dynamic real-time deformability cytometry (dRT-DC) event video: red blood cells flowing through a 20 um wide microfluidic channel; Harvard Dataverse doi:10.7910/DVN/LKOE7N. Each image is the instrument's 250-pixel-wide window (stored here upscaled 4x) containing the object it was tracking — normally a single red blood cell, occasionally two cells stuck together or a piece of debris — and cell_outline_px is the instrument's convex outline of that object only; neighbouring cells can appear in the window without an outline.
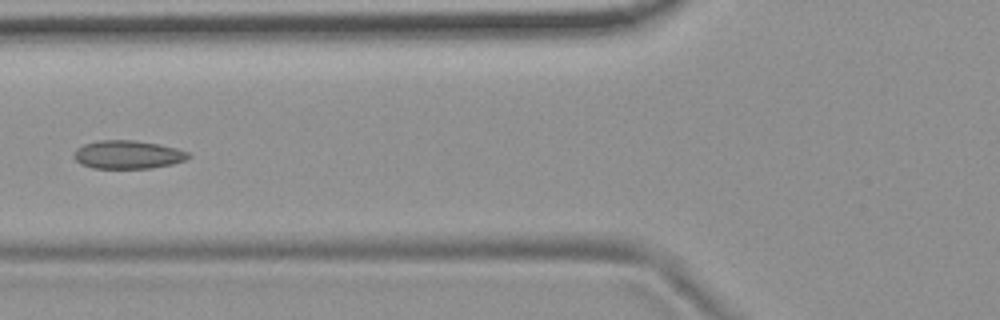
{"species": "common noctule bat (a hibernating species)", "species_latin": "Nyctalus noctula", "temperature_condition": "room temperature", "stored_images_in_passage": 6, "camera_frame_rate_fps": 3000, "um_per_image_px": 0.085, "animal": {"sex": "female", "body_mass_g": 19.9}, "frame": {"image": 1, "passage_image": 6, "time_ms": 1.667, "image_size_px": [1000, 320], "cell_outline_px": [[192, 156], [184, 160], [172, 164], [152, 168], [92, 168], [80, 164], [72, 156], [76, 148], [84, 144], [100, 140], [136, 140], [160, 144], [176, 148], [188, 152]], "centroid_in_image_um": [10.85, 13.14], "position_along_channel_um": 115.0, "area_um2": 19.02}}